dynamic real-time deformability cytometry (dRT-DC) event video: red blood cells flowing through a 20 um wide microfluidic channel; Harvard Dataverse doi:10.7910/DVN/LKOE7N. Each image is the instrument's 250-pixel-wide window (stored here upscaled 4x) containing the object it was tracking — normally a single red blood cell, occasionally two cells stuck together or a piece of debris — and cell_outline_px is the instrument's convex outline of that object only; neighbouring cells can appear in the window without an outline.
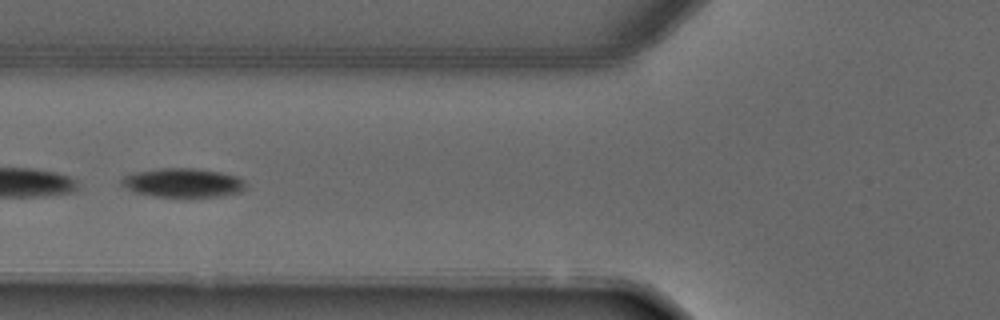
{"species": "common noctule bat (a hibernating species)", "species_latin": "Nyctalus noctula", "temperature_condition": "warm", "stored_images_in_passage": 6, "camera_frame_rate_fps": 3000, "um_per_image_px": 0.085, "animal": {"sex": "male", "forearm_length_mm": 52.5}, "frame": {"image": 1, "passage_image": 5, "time_ms": 5.667, "image_size_px": [1000, 320], "cell_outline_px": [[248, 184], [240, 192], [220, 196], [152, 196], [128, 188], [124, 184], [124, 176], [136, 172], [160, 168], [192, 168], [220, 172], [236, 176], [244, 180]], "centroid_in_image_um": [15.64, 15.52], "position_along_channel_um": 110.2, "area_um2": 20.4}}
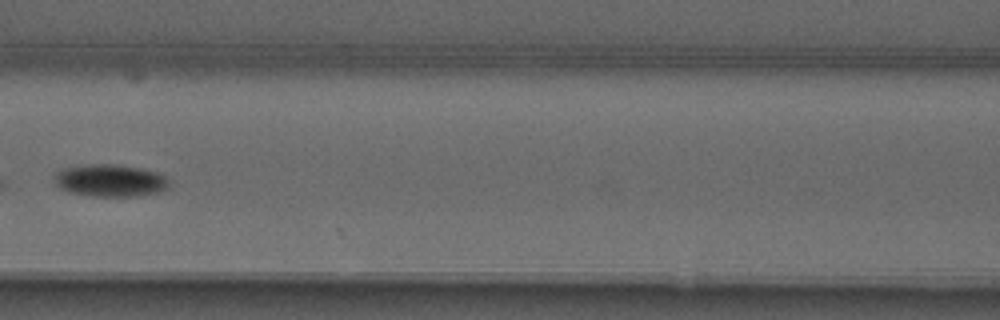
{"frame": {"image": 2, "passage_image": 6, "time_ms": 6.667, "image_size_px": [1000, 320], "cell_outline_px": [[168, 188], [160, 192], [140, 196], [92, 196], [68, 192], [60, 188], [52, 180], [56, 172], [64, 168], [88, 164], [116, 164], [140, 168], [156, 172], [164, 176], [168, 180]], "centroid_in_image_um": [9.34, 15.35], "position_along_channel_um": 157.3, "area_um2": 21.73}}